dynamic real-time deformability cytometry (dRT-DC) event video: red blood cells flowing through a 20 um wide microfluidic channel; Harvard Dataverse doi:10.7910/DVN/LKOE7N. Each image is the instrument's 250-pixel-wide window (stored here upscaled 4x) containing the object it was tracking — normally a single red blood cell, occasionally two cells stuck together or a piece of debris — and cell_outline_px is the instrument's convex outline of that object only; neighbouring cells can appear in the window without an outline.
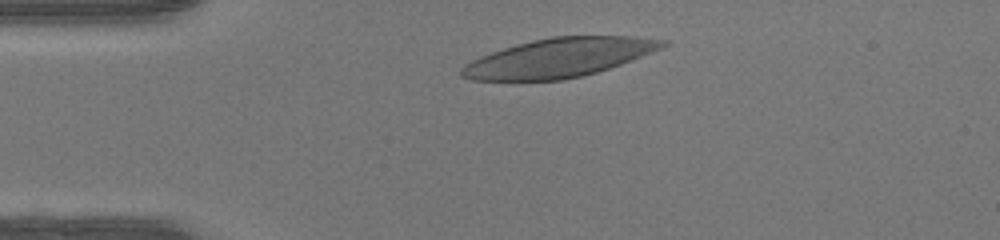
{"species": "human", "species_latin": "Homo sapiens", "temperature_condition": "warm", "stored_images_in_passage": 33, "camera_frame_rate_fps": 3000, "um_per_image_px": 0.085, "donor": {"sex": "female"}, "frame": {"image": 1, "passage_image": 4, "time_ms": 1.0, "image_size_px": [1000, 240], "cell_outline_px": [[668, 44], [652, 52], [620, 64], [596, 72], [564, 80], [472, 80], [460, 76], [460, 68], [464, 64], [480, 56], [516, 44], [532, 40], [552, 36], [636, 36], [668, 40]], "centroid_in_image_um": [47.49, 4.9], "position_along_channel_um": 37.5, "area_um2": 45.43}}
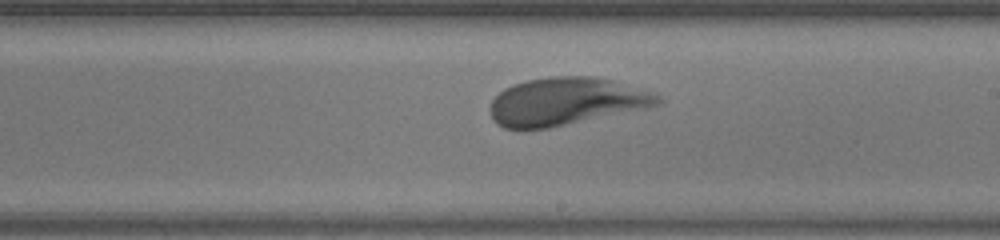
{"frame": {"image": 2, "passage_image": 21, "time_ms": 6.667, "image_size_px": [1000, 240], "cell_outline_px": [[664, 100], [660, 104], [648, 108], [548, 128], [524, 132], [520, 132], [504, 128], [496, 124], [492, 120], [488, 108], [492, 100], [504, 88], [528, 80], [552, 76], [596, 76], [648, 92], [660, 96]], "centroid_in_image_um": [48.02, 8.67], "position_along_channel_um": 241.0, "area_um2": 46.93}}
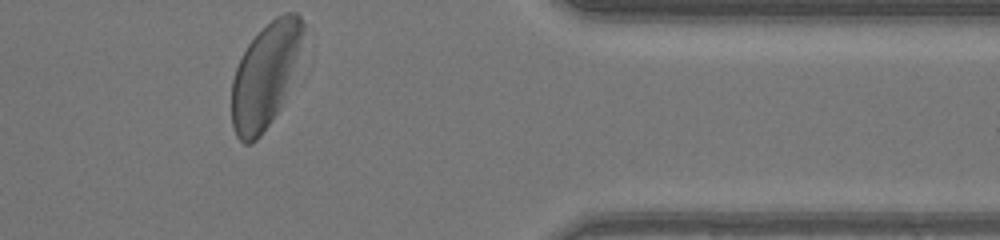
{"frame": {"image": 3, "passage_image": 33, "time_ms": 10.667, "image_size_px": [1000, 240], "cell_outline_px": [[304, 28], [296, 56], [280, 104], [276, 112], [260, 136], [252, 144], [244, 144], [236, 136], [232, 128], [232, 80], [236, 68], [248, 44], [276, 16], [284, 12], [296, 12], [300, 16], [304, 24]], "centroid_in_image_um": [22.47, 6.43], "position_along_channel_um": 388.9, "area_um2": 41.56}, "authors_computed_cell_mechanics": {"area_um2": 45.7776, "velocity_mm_per_s": 4.211, "shape_relaxation_time_tau1_ms": 2.6401, "shape_relaxation_time_tau2_ms": 0.8266, "deformation_change_tau1": 0.1717, "deformation_change_tau2": 0.0826}}